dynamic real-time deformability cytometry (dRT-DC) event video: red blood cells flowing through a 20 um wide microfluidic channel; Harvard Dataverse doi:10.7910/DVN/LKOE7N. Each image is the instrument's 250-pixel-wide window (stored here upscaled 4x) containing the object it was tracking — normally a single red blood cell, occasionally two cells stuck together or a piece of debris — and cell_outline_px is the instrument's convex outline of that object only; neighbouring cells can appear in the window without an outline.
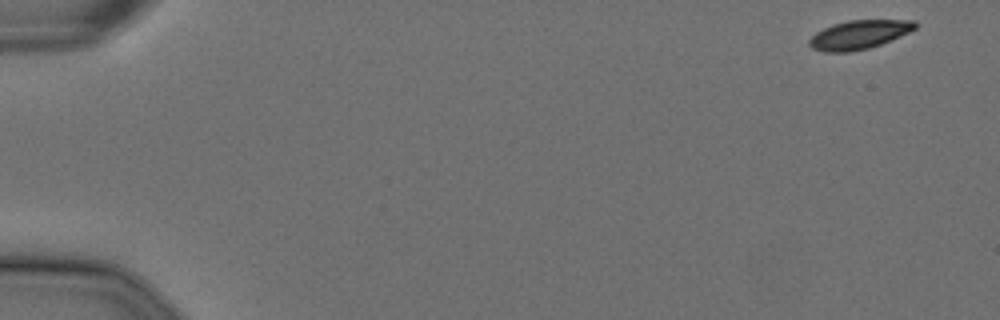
{"species": "Egyptian fruit bat (a non-hibernating species)", "species_latin": "Rousettus aegyptiacus", "temperature_condition": "cold", "stored_images_in_passage": 11, "camera_frame_rate_fps": 3000, "um_per_image_px": 0.085, "animal": {"sex": "female"}, "frame": {"image": 1, "passage_image": 1, "time_ms": 0.0, "image_size_px": [1000, 320], "cell_outline_px": [[916, 28], [908, 32], [880, 44], [868, 48], [848, 52], [824, 52], [812, 48], [808, 44], [808, 40], [816, 32], [832, 24], [848, 20], [916, 20]], "centroid_in_image_um": [72.98, 2.94], "position_along_channel_um": 12.0, "area_um2": 17.63}}